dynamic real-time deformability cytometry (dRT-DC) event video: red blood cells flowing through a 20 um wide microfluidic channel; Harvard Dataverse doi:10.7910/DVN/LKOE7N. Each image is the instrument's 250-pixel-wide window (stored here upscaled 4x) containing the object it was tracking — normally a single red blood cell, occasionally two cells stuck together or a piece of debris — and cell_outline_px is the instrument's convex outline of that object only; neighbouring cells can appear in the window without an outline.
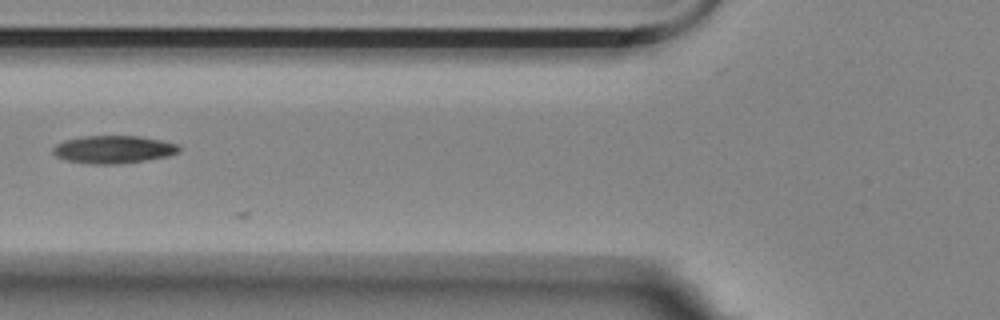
{"species": "Egyptian fruit bat (a non-hibernating species)", "species_latin": "Rousettus aegyptiacus", "temperature_condition": "room temperature", "stored_images_in_passage": 7, "camera_frame_rate_fps": 3000, "um_per_image_px": 0.085, "animal": {"sex": "female"}, "frame": {"image": 1, "passage_image": 6, "time_ms": 6.667, "image_size_px": [1000, 320], "cell_outline_px": [[180, 152], [168, 156], [144, 160], [116, 164], [92, 164], [68, 160], [56, 156], [52, 152], [52, 148], [56, 144], [64, 140], [84, 136], [140, 136], [160, 140], [176, 144], [180, 148]], "centroid_in_image_um": [9.63, 12.7], "position_along_channel_um": 116.2, "area_um2": 20.23}}